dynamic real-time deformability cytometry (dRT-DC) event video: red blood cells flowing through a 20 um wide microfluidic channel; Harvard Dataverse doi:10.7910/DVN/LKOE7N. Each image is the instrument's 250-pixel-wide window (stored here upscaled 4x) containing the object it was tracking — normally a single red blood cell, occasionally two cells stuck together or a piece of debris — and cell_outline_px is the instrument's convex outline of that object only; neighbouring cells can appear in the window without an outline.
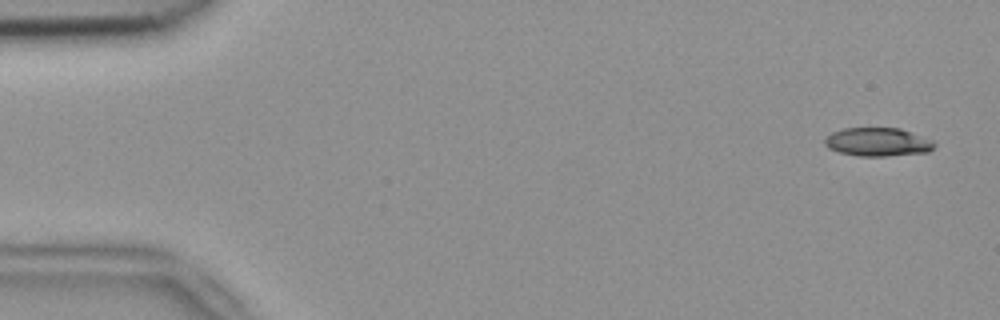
{"species": "common noctule bat (a hibernating species)", "species_latin": "Nyctalus noctula", "temperature_condition": "room temperature", "stored_images_in_passage": 21, "camera_frame_rate_fps": 3000, "um_per_image_px": 0.085, "animal": {"sex": "female", "body_mass_g": 18.4}, "frame": {"image": 1, "passage_image": 3, "time_ms": 0.667, "image_size_px": [1000, 320], "cell_outline_px": [[936, 144], [928, 152], [888, 156], [856, 156], [840, 152], [828, 148], [824, 144], [824, 140], [832, 132], [844, 128], [900, 128], [932, 140]], "centroid_in_image_um": [74.6, 12.07], "position_along_channel_um": 10.4, "area_um2": 18.15}}